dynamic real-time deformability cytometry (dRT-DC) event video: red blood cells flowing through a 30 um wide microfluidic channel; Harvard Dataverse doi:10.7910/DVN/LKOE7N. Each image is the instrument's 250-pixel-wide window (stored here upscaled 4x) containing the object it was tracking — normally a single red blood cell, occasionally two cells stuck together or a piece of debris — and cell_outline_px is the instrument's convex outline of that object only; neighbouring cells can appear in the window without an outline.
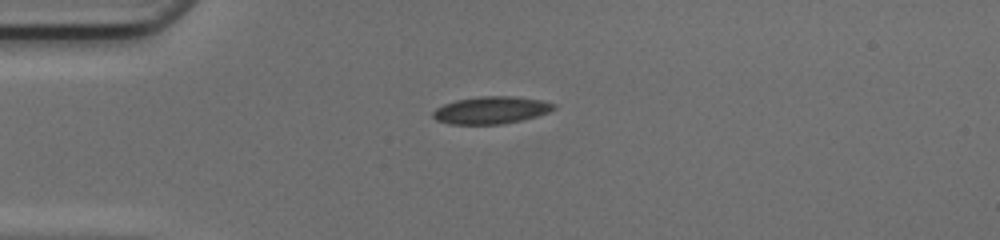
{"species": "common noctule bat (a hibernating species)", "species_latin": "Nyctalus noctula", "temperature_condition": "cold", "stored_images_in_passage": 37, "camera_frame_rate_fps": 3000, "um_per_image_px": 0.085, "animal": {"sex": "female", "body_mass_g": 17.0, "forearm_length_mm": 48.0}, "frame": {"image": 1, "passage_image": 1, "time_ms": 0.0, "image_size_px": [1000, 240], "cell_outline_px": [[556, 108], [548, 112], [536, 116], [520, 120], [500, 124], [448, 124], [436, 120], [432, 116], [432, 112], [436, 108], [444, 104], [456, 100], [480, 96], [512, 96], [544, 100], [556, 104]], "centroid_in_image_um": [41.74, 9.35], "position_along_channel_um": 43.3, "area_um2": 19.25}}
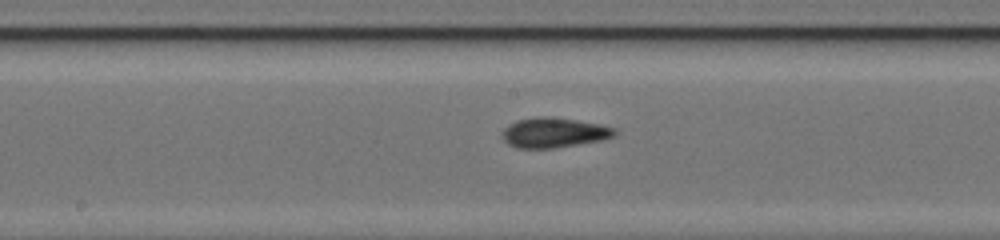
{"frame": {"image": 2, "passage_image": 14, "time_ms": 4.333, "image_size_px": [1000, 240], "cell_outline_px": [[620, 132], [616, 136], [600, 140], [556, 148], [516, 148], [508, 144], [504, 140], [500, 132], [508, 124], [516, 120], [536, 116], [548, 116], [576, 120], [600, 124], [616, 128]], "centroid_in_image_um": [47.08, 11.27], "position_along_channel_um": 201.1, "area_um2": 19.94}}
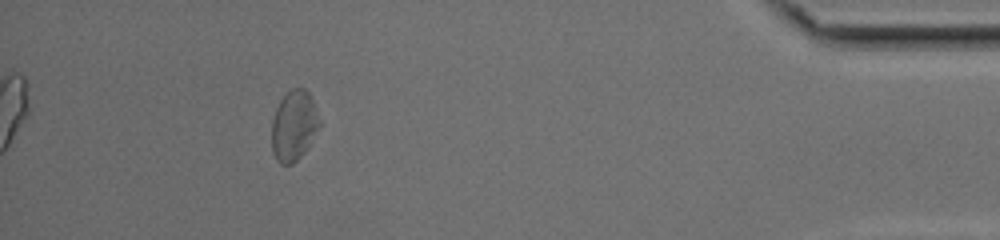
{"frame": {"image": 3, "passage_image": 33, "time_ms": 10.667, "image_size_px": [1000, 240], "cell_outline_px": [[320, 124], [304, 152], [292, 164], [280, 164], [276, 160], [272, 152], [272, 120], [276, 108], [280, 100], [292, 88], [304, 88], [308, 92], [312, 100]], "centroid_in_image_um": [24.94, 10.69], "position_along_channel_um": 410.3, "area_um2": 19.13}, "authors_computed_cell_mechanics": {"area_um2": 19.0162, "velocity_mm_per_s": 4.2089, "shape_relaxation_time_tau1_ms": 7.3731, "shape_relaxation_time_tau2_ms": 1.8031, "deformation_change_tau1": 0.1547, "deformation_change_tau2": 0.0776}}